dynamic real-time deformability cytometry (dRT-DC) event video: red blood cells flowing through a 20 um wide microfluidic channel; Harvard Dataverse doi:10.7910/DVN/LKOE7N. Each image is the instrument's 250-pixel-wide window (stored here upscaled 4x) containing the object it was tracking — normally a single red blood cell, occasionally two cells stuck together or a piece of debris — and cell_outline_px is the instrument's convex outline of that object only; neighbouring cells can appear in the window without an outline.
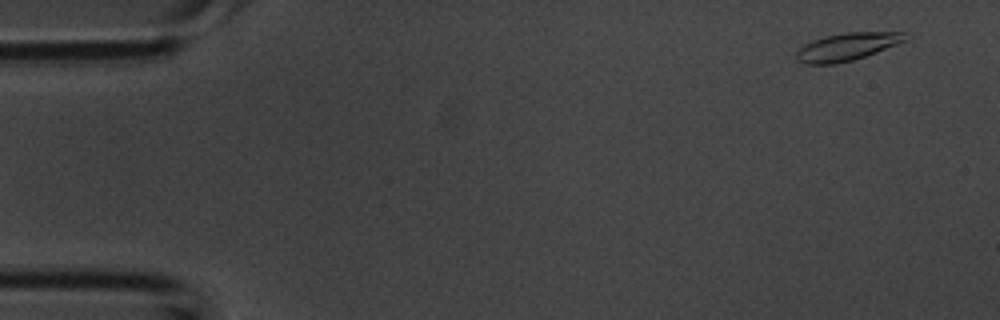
{"species": "common noctule bat (a hibernating species)", "species_latin": "Nyctalus noctula", "temperature_condition": "room temperature", "stored_images_in_passage": 7, "camera_frame_rate_fps": 3000, "um_per_image_px": 0.085, "animal": {"sex": "male", "body_mass_g": 20.1, "forearm_length_mm": 53.5}, "frame": {"image": 1, "passage_image": 1, "time_ms": 0.0, "image_size_px": [1000, 320], "cell_outline_px": [[912, 36], [908, 40], [876, 52], [852, 60], [836, 64], [804, 64], [796, 60], [796, 52], [804, 44], [812, 40], [824, 36], [844, 32], [904, 32]], "centroid_in_image_um": [72.02, 3.96], "position_along_channel_um": 13.0, "area_um2": 17.74}}